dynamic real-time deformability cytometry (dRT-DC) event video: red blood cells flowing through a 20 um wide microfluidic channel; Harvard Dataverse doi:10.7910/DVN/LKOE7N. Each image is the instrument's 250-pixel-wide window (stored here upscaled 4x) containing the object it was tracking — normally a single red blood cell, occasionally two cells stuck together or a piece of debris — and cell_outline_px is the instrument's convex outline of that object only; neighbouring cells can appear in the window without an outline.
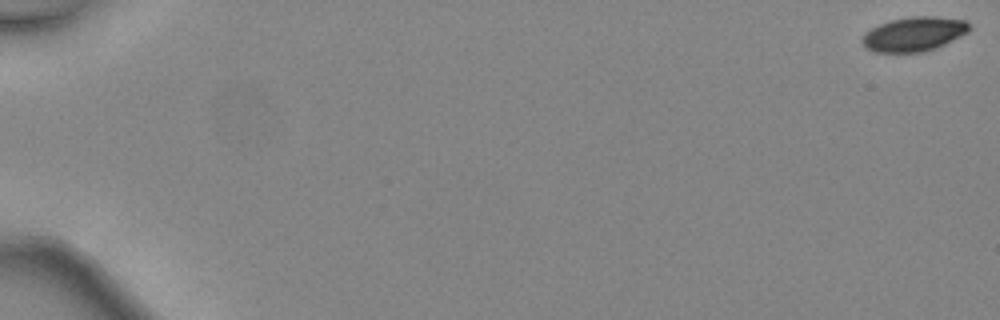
{"species": "common noctule bat (a hibernating species)", "species_latin": "Nyctalus noctula", "temperature_condition": "warm", "stored_images_in_passage": 16, "camera_frame_rate_fps": 3000, "um_per_image_px": 0.085, "animal": {"sex": "female", "body_mass_g": 24.6, "forearm_length_mm": 56.2}, "frame": {"image": 1, "passage_image": 1, "time_ms": 0.0, "image_size_px": [1000, 320], "cell_outline_px": [[972, 28], [968, 32], [936, 48], [924, 52], [876, 52], [864, 48], [860, 40], [864, 32], [880, 24], [892, 20], [912, 16], [936, 16], [964, 20]], "centroid_in_image_um": [77.66, 2.9], "position_along_channel_um": 7.3, "area_um2": 21.5}}
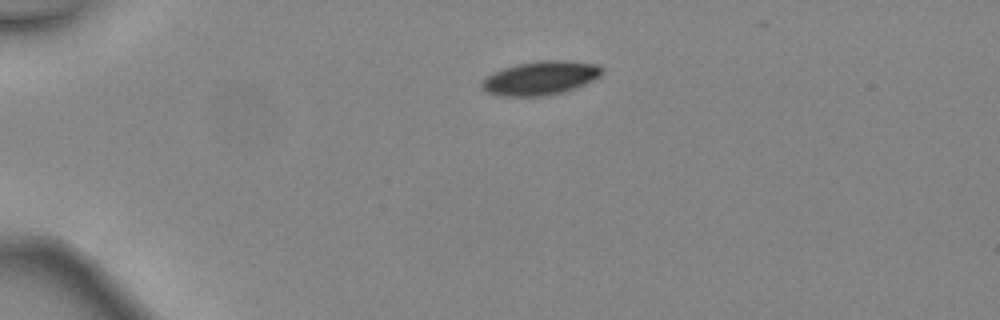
{"frame": {"image": 2, "passage_image": 13, "time_ms": 4.0, "image_size_px": [1000, 320], "cell_outline_px": [[604, 72], [600, 76], [584, 84], [564, 92], [548, 96], [500, 96], [488, 92], [480, 88], [480, 84], [492, 72], [504, 68], [520, 64], [540, 60], [564, 60], [596, 64], [604, 68]], "centroid_in_image_um": [45.95, 6.64], "position_along_channel_um": 39.0, "area_um2": 23.64}}